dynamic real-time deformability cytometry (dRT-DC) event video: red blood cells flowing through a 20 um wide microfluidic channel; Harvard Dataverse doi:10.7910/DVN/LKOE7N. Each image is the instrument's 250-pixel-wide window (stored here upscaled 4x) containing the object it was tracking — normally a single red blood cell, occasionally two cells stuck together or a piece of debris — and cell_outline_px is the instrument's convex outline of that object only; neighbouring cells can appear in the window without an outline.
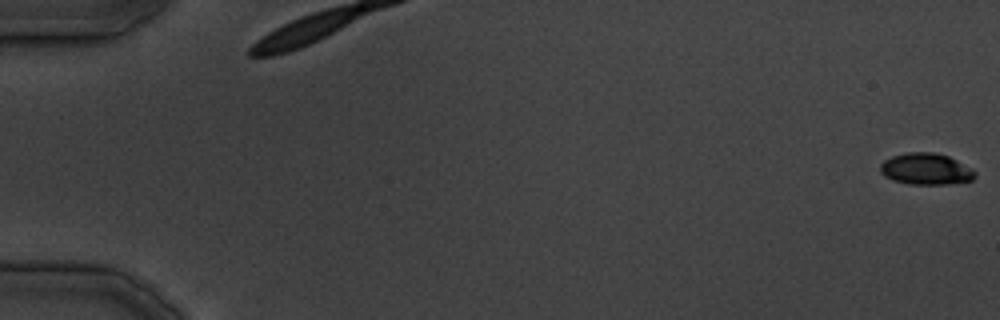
{"species": "common noctule bat (a hibernating species)", "species_latin": "Nyctalus noctula", "temperature_condition": "cold", "stored_images_in_passage": 13, "camera_frame_rate_fps": 3000, "um_per_image_px": 0.085, "animal": {"sex": "male", "body_mass_g": 19.5, "forearm_length_mm": 54.6}, "frame": {"image": 1, "passage_image": 1, "time_ms": 0.0, "image_size_px": [1000, 320], "cell_outline_px": [[976, 176], [972, 180], [948, 184], [908, 184], [892, 180], [884, 176], [880, 172], [880, 164], [884, 160], [892, 156], [904, 152], [936, 152], [948, 156], [972, 168], [976, 172]], "centroid_in_image_um": [78.69, 14.36], "position_along_channel_um": 6.3, "area_um2": 17.57}}
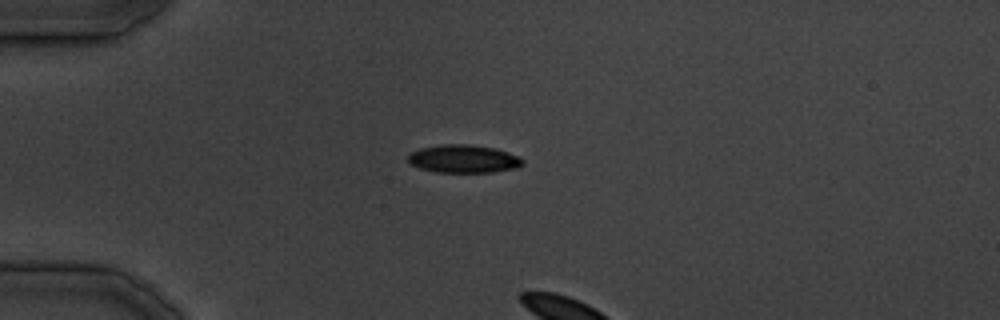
{"frame": {"image": 2, "passage_image": 11, "time_ms": 12.333, "image_size_px": [1000, 320], "cell_outline_px": [[524, 164], [516, 168], [492, 172], [436, 172], [420, 168], [412, 164], [408, 160], [408, 156], [412, 152], [420, 148], [440, 144], [468, 144], [496, 148], [508, 152], [524, 160]], "centroid_in_image_um": [39.41, 13.49], "position_along_channel_um": 45.6, "area_um2": 18.67}}